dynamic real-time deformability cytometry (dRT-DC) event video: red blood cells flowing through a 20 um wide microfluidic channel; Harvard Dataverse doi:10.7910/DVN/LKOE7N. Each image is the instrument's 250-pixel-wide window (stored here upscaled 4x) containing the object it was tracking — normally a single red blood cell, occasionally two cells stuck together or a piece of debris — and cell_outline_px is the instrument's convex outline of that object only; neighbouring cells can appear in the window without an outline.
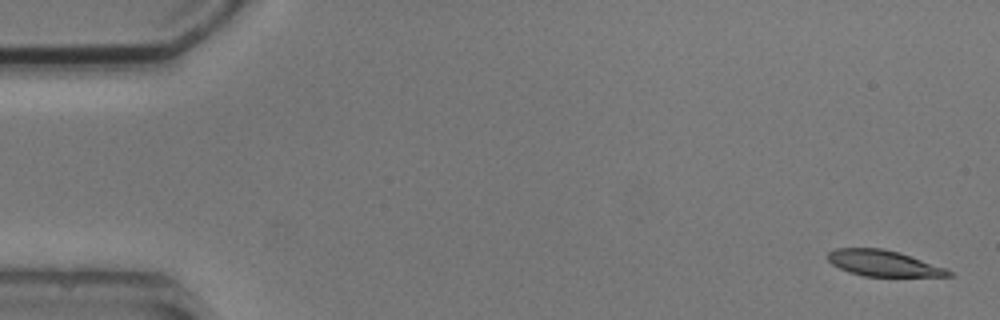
{"species": "common noctule bat (a hibernating species)", "species_latin": "Nyctalus noctula", "temperature_condition": "cold", "stored_images_in_passage": 2, "camera_frame_rate_fps": 3000, "um_per_image_px": 0.085, "animal": {"sex": "male", "body_mass_g": 20.5, "forearm_length_mm": 52.5}, "frame": {"image": 1, "passage_image": 2, "time_ms": 1.333, "image_size_px": [1000, 320], "cell_outline_px": [[952, 276], [864, 276], [848, 272], [832, 264], [828, 260], [828, 252], [836, 248], [884, 248], [900, 252], [944, 268], [952, 272]], "centroid_in_image_um": [75.05, 22.37], "position_along_channel_um": 10.0, "area_um2": 18.09}}